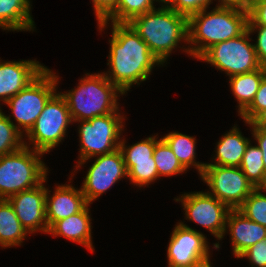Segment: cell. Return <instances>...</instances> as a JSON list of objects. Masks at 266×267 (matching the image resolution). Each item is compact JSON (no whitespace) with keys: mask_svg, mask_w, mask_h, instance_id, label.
<instances>
[{"mask_svg":"<svg viewBox=\"0 0 266 267\" xmlns=\"http://www.w3.org/2000/svg\"><path fill=\"white\" fill-rule=\"evenodd\" d=\"M212 3V0H171L167 6L188 18L192 14L209 9Z\"/></svg>","mask_w":266,"mask_h":267,"instance_id":"31","label":"cell"},{"mask_svg":"<svg viewBox=\"0 0 266 267\" xmlns=\"http://www.w3.org/2000/svg\"><path fill=\"white\" fill-rule=\"evenodd\" d=\"M161 138L172 149L174 155L187 171L194 167L198 171L199 176L202 175L206 163L196 162V137L174 131L167 133Z\"/></svg>","mask_w":266,"mask_h":267,"instance_id":"23","label":"cell"},{"mask_svg":"<svg viewBox=\"0 0 266 267\" xmlns=\"http://www.w3.org/2000/svg\"><path fill=\"white\" fill-rule=\"evenodd\" d=\"M97 25L101 32L112 27L107 60L109 69L103 73L124 94L131 86L149 79L156 65L164 66L128 23L101 22Z\"/></svg>","mask_w":266,"mask_h":267,"instance_id":"1","label":"cell"},{"mask_svg":"<svg viewBox=\"0 0 266 267\" xmlns=\"http://www.w3.org/2000/svg\"><path fill=\"white\" fill-rule=\"evenodd\" d=\"M153 157L159 178L187 173V170L181 165L172 149L162 138L155 145Z\"/></svg>","mask_w":266,"mask_h":267,"instance_id":"27","label":"cell"},{"mask_svg":"<svg viewBox=\"0 0 266 267\" xmlns=\"http://www.w3.org/2000/svg\"><path fill=\"white\" fill-rule=\"evenodd\" d=\"M207 10L187 18L188 46L178 47L194 59L212 45L238 37L247 29L248 11L224 7Z\"/></svg>","mask_w":266,"mask_h":267,"instance_id":"2","label":"cell"},{"mask_svg":"<svg viewBox=\"0 0 266 267\" xmlns=\"http://www.w3.org/2000/svg\"><path fill=\"white\" fill-rule=\"evenodd\" d=\"M31 0H0V28L7 31H34Z\"/></svg>","mask_w":266,"mask_h":267,"instance_id":"20","label":"cell"},{"mask_svg":"<svg viewBox=\"0 0 266 267\" xmlns=\"http://www.w3.org/2000/svg\"><path fill=\"white\" fill-rule=\"evenodd\" d=\"M59 93L66 101L73 123L120 110L118 97L125 95L103 72H86L78 86Z\"/></svg>","mask_w":266,"mask_h":267,"instance_id":"4","label":"cell"},{"mask_svg":"<svg viewBox=\"0 0 266 267\" xmlns=\"http://www.w3.org/2000/svg\"><path fill=\"white\" fill-rule=\"evenodd\" d=\"M90 204L82 211L65 219L57 221L48 231L53 237H64L71 242L85 246L91 253L94 252L92 240V218Z\"/></svg>","mask_w":266,"mask_h":267,"instance_id":"18","label":"cell"},{"mask_svg":"<svg viewBox=\"0 0 266 267\" xmlns=\"http://www.w3.org/2000/svg\"><path fill=\"white\" fill-rule=\"evenodd\" d=\"M266 188H255L238 210L250 220L266 227ZM263 193V194H262Z\"/></svg>","mask_w":266,"mask_h":267,"instance_id":"28","label":"cell"},{"mask_svg":"<svg viewBox=\"0 0 266 267\" xmlns=\"http://www.w3.org/2000/svg\"><path fill=\"white\" fill-rule=\"evenodd\" d=\"M247 29L238 37L216 43L197 60L206 62L227 76L253 72L261 68Z\"/></svg>","mask_w":266,"mask_h":267,"instance_id":"9","label":"cell"},{"mask_svg":"<svg viewBox=\"0 0 266 267\" xmlns=\"http://www.w3.org/2000/svg\"><path fill=\"white\" fill-rule=\"evenodd\" d=\"M250 35L256 33V41L253 43L259 64L266 68V27L265 26H247Z\"/></svg>","mask_w":266,"mask_h":267,"instance_id":"34","label":"cell"},{"mask_svg":"<svg viewBox=\"0 0 266 267\" xmlns=\"http://www.w3.org/2000/svg\"><path fill=\"white\" fill-rule=\"evenodd\" d=\"M200 267H212V266H211V262H208V263H206V264H204V265H202V266H200Z\"/></svg>","mask_w":266,"mask_h":267,"instance_id":"41","label":"cell"},{"mask_svg":"<svg viewBox=\"0 0 266 267\" xmlns=\"http://www.w3.org/2000/svg\"><path fill=\"white\" fill-rule=\"evenodd\" d=\"M159 179L155 161L135 162L128 171V180L136 187H148Z\"/></svg>","mask_w":266,"mask_h":267,"instance_id":"30","label":"cell"},{"mask_svg":"<svg viewBox=\"0 0 266 267\" xmlns=\"http://www.w3.org/2000/svg\"><path fill=\"white\" fill-rule=\"evenodd\" d=\"M128 24L163 65L182 41L188 42L187 17L168 6L161 5L133 18Z\"/></svg>","mask_w":266,"mask_h":267,"instance_id":"3","label":"cell"},{"mask_svg":"<svg viewBox=\"0 0 266 267\" xmlns=\"http://www.w3.org/2000/svg\"><path fill=\"white\" fill-rule=\"evenodd\" d=\"M226 233L231 236L232 252L238 258L250 246L266 238V227L250 220L238 209H231L224 236Z\"/></svg>","mask_w":266,"mask_h":267,"instance_id":"17","label":"cell"},{"mask_svg":"<svg viewBox=\"0 0 266 267\" xmlns=\"http://www.w3.org/2000/svg\"><path fill=\"white\" fill-rule=\"evenodd\" d=\"M179 222L175 225L167 247L168 267H200L210 262V247L201 231Z\"/></svg>","mask_w":266,"mask_h":267,"instance_id":"11","label":"cell"},{"mask_svg":"<svg viewBox=\"0 0 266 267\" xmlns=\"http://www.w3.org/2000/svg\"><path fill=\"white\" fill-rule=\"evenodd\" d=\"M247 26L266 27V0H256L250 4Z\"/></svg>","mask_w":266,"mask_h":267,"instance_id":"35","label":"cell"},{"mask_svg":"<svg viewBox=\"0 0 266 267\" xmlns=\"http://www.w3.org/2000/svg\"><path fill=\"white\" fill-rule=\"evenodd\" d=\"M28 234L10 202L7 199H0V247L5 249L22 246Z\"/></svg>","mask_w":266,"mask_h":267,"instance_id":"22","label":"cell"},{"mask_svg":"<svg viewBox=\"0 0 266 267\" xmlns=\"http://www.w3.org/2000/svg\"><path fill=\"white\" fill-rule=\"evenodd\" d=\"M266 109V76L262 79L259 89L251 105L240 115L244 122H250L260 111Z\"/></svg>","mask_w":266,"mask_h":267,"instance_id":"32","label":"cell"},{"mask_svg":"<svg viewBox=\"0 0 266 267\" xmlns=\"http://www.w3.org/2000/svg\"><path fill=\"white\" fill-rule=\"evenodd\" d=\"M246 125H249L251 128V134L256 141L257 146L261 149L263 153V163L266 171V129L256 128L255 126H250V123L244 122Z\"/></svg>","mask_w":266,"mask_h":267,"instance_id":"37","label":"cell"},{"mask_svg":"<svg viewBox=\"0 0 266 267\" xmlns=\"http://www.w3.org/2000/svg\"><path fill=\"white\" fill-rule=\"evenodd\" d=\"M73 124L65 99L56 92L45 104L34 126L24 136V145L43 154L50 153L66 137L67 128Z\"/></svg>","mask_w":266,"mask_h":267,"instance_id":"8","label":"cell"},{"mask_svg":"<svg viewBox=\"0 0 266 267\" xmlns=\"http://www.w3.org/2000/svg\"><path fill=\"white\" fill-rule=\"evenodd\" d=\"M2 61L0 59V102L4 105L47 68L36 59Z\"/></svg>","mask_w":266,"mask_h":267,"instance_id":"15","label":"cell"},{"mask_svg":"<svg viewBox=\"0 0 266 267\" xmlns=\"http://www.w3.org/2000/svg\"><path fill=\"white\" fill-rule=\"evenodd\" d=\"M46 182L47 178L40 185L7 199L29 235L39 231L48 234L49 231L46 219V187L43 184Z\"/></svg>","mask_w":266,"mask_h":267,"instance_id":"14","label":"cell"},{"mask_svg":"<svg viewBox=\"0 0 266 267\" xmlns=\"http://www.w3.org/2000/svg\"><path fill=\"white\" fill-rule=\"evenodd\" d=\"M122 138L119 149L122 153L127 172L135 165V162L155 161L153 153L156 143L160 140L158 139V134L150 135L146 139L133 143L131 146L126 145L127 141L124 137Z\"/></svg>","mask_w":266,"mask_h":267,"instance_id":"25","label":"cell"},{"mask_svg":"<svg viewBox=\"0 0 266 267\" xmlns=\"http://www.w3.org/2000/svg\"><path fill=\"white\" fill-rule=\"evenodd\" d=\"M249 123L250 126L266 129V109L260 111Z\"/></svg>","mask_w":266,"mask_h":267,"instance_id":"39","label":"cell"},{"mask_svg":"<svg viewBox=\"0 0 266 267\" xmlns=\"http://www.w3.org/2000/svg\"><path fill=\"white\" fill-rule=\"evenodd\" d=\"M156 2H159V5L161 6H167L171 0H155Z\"/></svg>","mask_w":266,"mask_h":267,"instance_id":"40","label":"cell"},{"mask_svg":"<svg viewBox=\"0 0 266 267\" xmlns=\"http://www.w3.org/2000/svg\"><path fill=\"white\" fill-rule=\"evenodd\" d=\"M0 108V155H6L24 146L23 135Z\"/></svg>","mask_w":266,"mask_h":267,"instance_id":"29","label":"cell"},{"mask_svg":"<svg viewBox=\"0 0 266 267\" xmlns=\"http://www.w3.org/2000/svg\"><path fill=\"white\" fill-rule=\"evenodd\" d=\"M43 155L25 145L0 155V199L34 188L48 178V167L41 160Z\"/></svg>","mask_w":266,"mask_h":267,"instance_id":"5","label":"cell"},{"mask_svg":"<svg viewBox=\"0 0 266 267\" xmlns=\"http://www.w3.org/2000/svg\"><path fill=\"white\" fill-rule=\"evenodd\" d=\"M121 111H116L111 114L97 116L88 120L76 121L79 133V147L77 164L74 166L75 171L71 173L69 177L71 183V177L75 175L76 170L82 168V165L88 163V161L96 156L104 155L115 151L119 148L122 138V131L125 125L126 117L120 114Z\"/></svg>","mask_w":266,"mask_h":267,"instance_id":"6","label":"cell"},{"mask_svg":"<svg viewBox=\"0 0 266 267\" xmlns=\"http://www.w3.org/2000/svg\"><path fill=\"white\" fill-rule=\"evenodd\" d=\"M239 258H247L251 267H266V238L250 246Z\"/></svg>","mask_w":266,"mask_h":267,"instance_id":"33","label":"cell"},{"mask_svg":"<svg viewBox=\"0 0 266 267\" xmlns=\"http://www.w3.org/2000/svg\"><path fill=\"white\" fill-rule=\"evenodd\" d=\"M252 141L246 147L240 169L255 188H266V171L263 163V153Z\"/></svg>","mask_w":266,"mask_h":267,"instance_id":"24","label":"cell"},{"mask_svg":"<svg viewBox=\"0 0 266 267\" xmlns=\"http://www.w3.org/2000/svg\"><path fill=\"white\" fill-rule=\"evenodd\" d=\"M59 76L46 68L25 89L11 97L5 104L11 109L12 115L6 117L17 122L16 129L25 136L34 126L36 119L44 109L45 104L57 92Z\"/></svg>","mask_w":266,"mask_h":267,"instance_id":"7","label":"cell"},{"mask_svg":"<svg viewBox=\"0 0 266 267\" xmlns=\"http://www.w3.org/2000/svg\"><path fill=\"white\" fill-rule=\"evenodd\" d=\"M266 76V68L253 72L237 74L229 77V87L237 101L238 116L253 102L262 79Z\"/></svg>","mask_w":266,"mask_h":267,"instance_id":"21","label":"cell"},{"mask_svg":"<svg viewBox=\"0 0 266 267\" xmlns=\"http://www.w3.org/2000/svg\"><path fill=\"white\" fill-rule=\"evenodd\" d=\"M250 141L251 139L244 137L240 128L234 124L216 143L215 155L212 158L214 161L206 165L240 167Z\"/></svg>","mask_w":266,"mask_h":267,"instance_id":"19","label":"cell"},{"mask_svg":"<svg viewBox=\"0 0 266 267\" xmlns=\"http://www.w3.org/2000/svg\"><path fill=\"white\" fill-rule=\"evenodd\" d=\"M97 23L103 22L115 9L118 0H91Z\"/></svg>","mask_w":266,"mask_h":267,"instance_id":"36","label":"cell"},{"mask_svg":"<svg viewBox=\"0 0 266 267\" xmlns=\"http://www.w3.org/2000/svg\"><path fill=\"white\" fill-rule=\"evenodd\" d=\"M181 202L185 219L205 227L219 241L224 238L230 208L207 191L188 192L174 198Z\"/></svg>","mask_w":266,"mask_h":267,"instance_id":"12","label":"cell"},{"mask_svg":"<svg viewBox=\"0 0 266 267\" xmlns=\"http://www.w3.org/2000/svg\"><path fill=\"white\" fill-rule=\"evenodd\" d=\"M128 179V172L120 149L96 156L89 166L81 190L88 204H92L103 193L122 179Z\"/></svg>","mask_w":266,"mask_h":267,"instance_id":"13","label":"cell"},{"mask_svg":"<svg viewBox=\"0 0 266 267\" xmlns=\"http://www.w3.org/2000/svg\"><path fill=\"white\" fill-rule=\"evenodd\" d=\"M200 178L207 191L230 209H238L255 189L240 167L205 165Z\"/></svg>","mask_w":266,"mask_h":267,"instance_id":"10","label":"cell"},{"mask_svg":"<svg viewBox=\"0 0 266 267\" xmlns=\"http://www.w3.org/2000/svg\"><path fill=\"white\" fill-rule=\"evenodd\" d=\"M250 4V0H219L215 7L236 8L243 11H249Z\"/></svg>","mask_w":266,"mask_h":267,"instance_id":"38","label":"cell"},{"mask_svg":"<svg viewBox=\"0 0 266 267\" xmlns=\"http://www.w3.org/2000/svg\"><path fill=\"white\" fill-rule=\"evenodd\" d=\"M155 2V0H118L116 9L103 22L129 23L133 18L155 9Z\"/></svg>","mask_w":266,"mask_h":267,"instance_id":"26","label":"cell"},{"mask_svg":"<svg viewBox=\"0 0 266 267\" xmlns=\"http://www.w3.org/2000/svg\"><path fill=\"white\" fill-rule=\"evenodd\" d=\"M49 188L46 187V219L48 229L57 221L65 219L82 211L88 202L80 189L72 184L56 185L51 196Z\"/></svg>","mask_w":266,"mask_h":267,"instance_id":"16","label":"cell"}]
</instances>
